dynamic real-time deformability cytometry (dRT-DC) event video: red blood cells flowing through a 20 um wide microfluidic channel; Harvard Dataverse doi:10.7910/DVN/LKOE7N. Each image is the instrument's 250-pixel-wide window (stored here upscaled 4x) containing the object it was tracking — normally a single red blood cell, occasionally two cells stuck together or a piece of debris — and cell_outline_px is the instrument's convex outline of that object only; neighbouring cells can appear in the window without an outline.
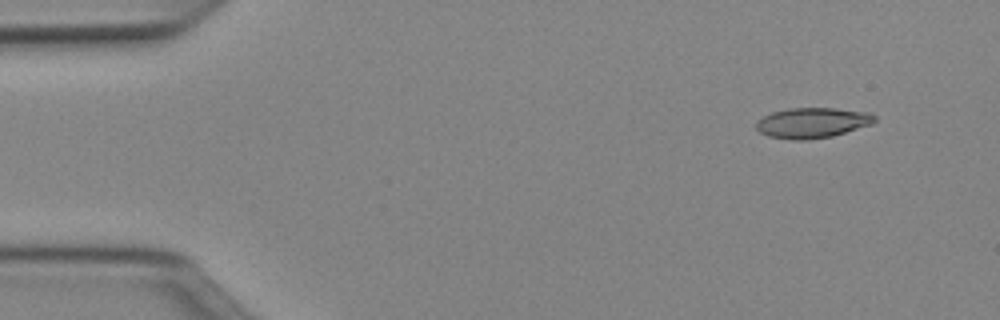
{"species": "Egyptian fruit bat (a non-hibernating species)", "species_latin": "Rousettus aegyptiacus", "temperature_condition": "cold", "stored_images_in_passage": 47, "camera_frame_rate_fps": 3000, "um_per_image_px": 0.085, "animal": {"sex": "female"}, "frame": {"image": 1, "passage_image": 1, "time_ms": 0.0, "image_size_px": [1000, 320], "cell_outline_px": [[876, 120], [872, 124], [832, 136], [808, 140], [792, 140], [768, 136], [760, 132], [756, 128], [756, 120], [772, 112], [788, 108], [832, 108], [872, 112], [876, 116]], "centroid_in_image_um": [69.05, 10.43], "position_along_channel_um": 15.9, "area_um2": 21.1}}
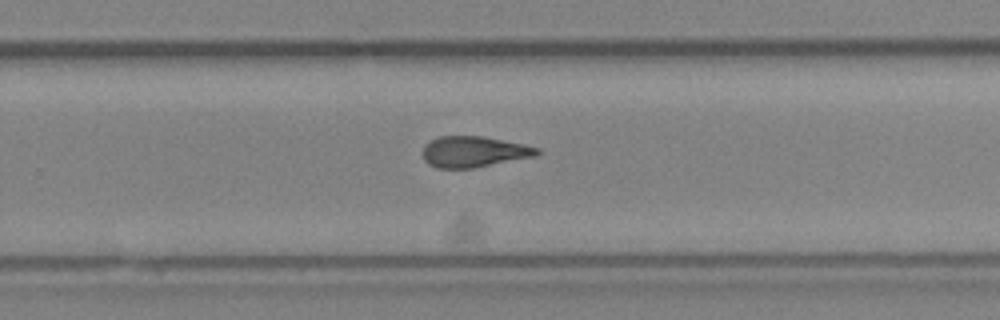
{"frame": {"image": 2, "passage_image": 29, "time_ms": 9.333, "image_size_px": [1000, 320], "cell_outline_px": [[540, 152], [536, 156], [472, 168], [436, 168], [428, 164], [424, 160], [424, 148], [432, 140], [440, 136], [484, 136], [524, 144], [540, 148]], "centroid_in_image_um": [40.31, 12.9], "position_along_channel_um": 289.5, "area_um2": 20.46}}
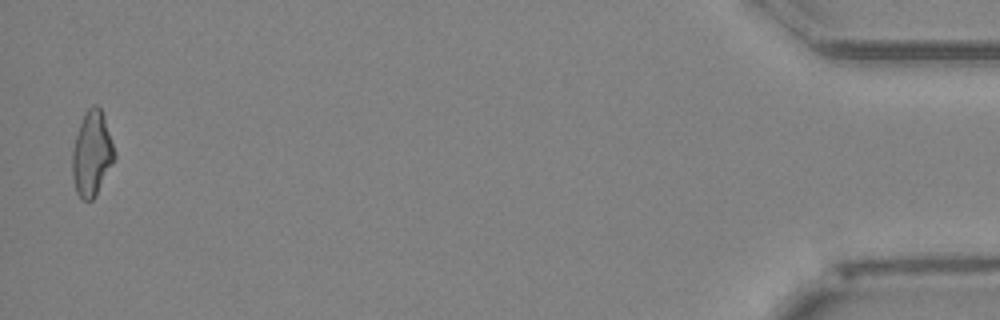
{"frame": {"image": 3, "passage_image": 46, "time_ms": 15.0, "image_size_px": [1000, 320], "cell_outline_px": [[116, 156], [96, 196], [92, 200], [80, 200], [76, 192], [72, 176], [72, 152], [76, 136], [84, 112], [92, 104], [96, 104], [100, 108], [104, 116], [116, 152]], "centroid_in_image_um": [7.81, 13.07], "position_along_channel_um": 427.4, "area_um2": 20.98}, "authors_computed_cell_mechanics": {"area_um2": 20.9814, "velocity_mm_per_s": 4.0306, "shape_relaxation_time_tau1_ms": null, "shape_relaxation_time_tau2_ms": 5.4677, "deformation_change_tau1": null, "deformation_change_tau2": 0.1517}}